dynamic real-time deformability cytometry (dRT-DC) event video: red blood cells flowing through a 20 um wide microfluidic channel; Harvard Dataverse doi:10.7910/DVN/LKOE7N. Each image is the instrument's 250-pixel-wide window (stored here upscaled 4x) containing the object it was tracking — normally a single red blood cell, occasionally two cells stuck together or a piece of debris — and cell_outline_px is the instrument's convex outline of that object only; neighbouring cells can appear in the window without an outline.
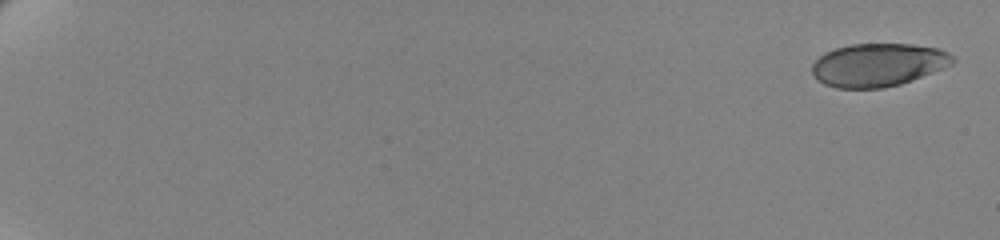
{"species": "human", "species_latin": "Homo sapiens", "temperature_condition": "cold", "stored_images_in_passage": 11, "camera_frame_rate_fps": 3000, "um_per_image_px": 0.085, "donor": {"sex": "female"}, "frame": {"image": 1, "passage_image": 1, "time_ms": 0.0, "image_size_px": [1000, 240], "cell_outline_px": [[956, 60], [952, 64], [912, 80], [900, 84], [884, 88], [836, 88], [824, 84], [816, 80], [812, 76], [812, 64], [824, 52], [836, 48], [852, 44], [912, 44], [936, 48], [948, 52]], "centroid_in_image_um": [74.6, 5.52], "position_along_channel_um": 10.4, "area_um2": 35.32}}